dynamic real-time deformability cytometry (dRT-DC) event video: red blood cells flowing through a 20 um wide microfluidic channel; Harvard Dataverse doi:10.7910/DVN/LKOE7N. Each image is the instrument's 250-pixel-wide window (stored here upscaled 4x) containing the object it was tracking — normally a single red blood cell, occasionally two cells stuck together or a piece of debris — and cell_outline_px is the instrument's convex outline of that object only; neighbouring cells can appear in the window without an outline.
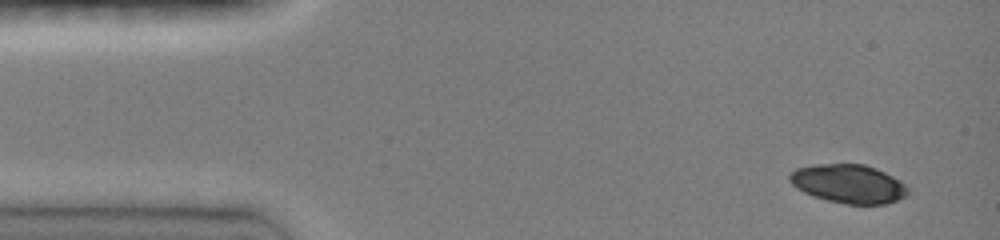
{"species": "common noctule bat (a hibernating species)", "species_latin": "Nyctalus noctula", "temperature_condition": "room temperature", "stored_images_in_passage": 4, "camera_frame_rate_fps": 3000, "um_per_image_px": 0.085, "animal": {"sex": "female", "body_mass_g": 19.0, "forearm_length_mm": 51.5}, "frame": {"image": 1, "passage_image": 1, "time_ms": 0.0, "image_size_px": [1000, 240], "cell_outline_px": [[908, 196], [884, 204], [848, 204], [828, 200], [812, 196], [796, 188], [788, 180], [788, 176], [796, 168], [816, 164], [864, 164], [876, 168], [900, 180], [908, 188]], "centroid_in_image_um": [72.12, 15.62], "position_along_channel_um": 12.9, "area_um2": 26.65}}
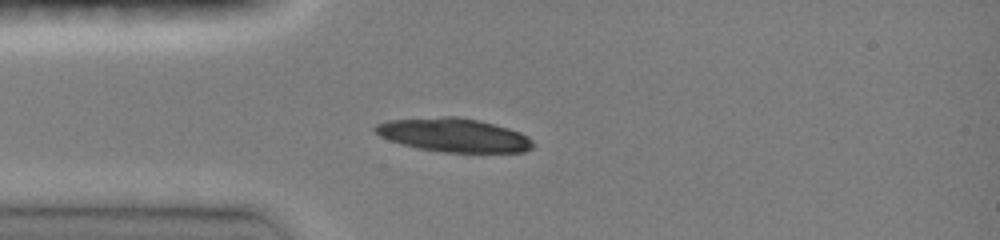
{"frame": {"image": 2, "passage_image": 4, "time_ms": 1.0, "image_size_px": [1000, 240], "cell_outline_px": [[536, 144], [532, 148], [524, 152], [444, 152], [420, 148], [404, 144], [380, 136], [372, 128], [376, 124], [388, 120], [440, 116], [456, 116], [480, 120], [508, 128], [520, 132], [528, 136]], "centroid_in_image_um": [38.61, 11.47], "position_along_channel_um": 46.4, "area_um2": 30.92}}